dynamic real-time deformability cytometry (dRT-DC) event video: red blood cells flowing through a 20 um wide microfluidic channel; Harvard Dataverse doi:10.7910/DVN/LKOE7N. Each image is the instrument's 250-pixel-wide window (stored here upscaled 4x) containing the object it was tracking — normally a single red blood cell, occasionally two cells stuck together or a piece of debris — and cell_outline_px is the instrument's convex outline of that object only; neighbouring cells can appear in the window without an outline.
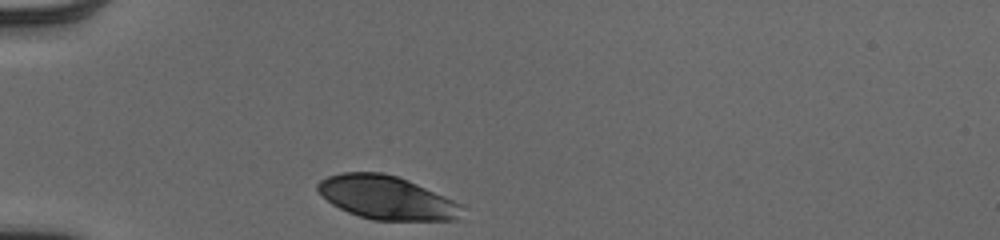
{"species": "human", "species_latin": "Homo sapiens", "temperature_condition": "cold", "stored_images_in_passage": 29, "camera_frame_rate_fps": 3000, "um_per_image_px": 0.085, "donor": {"sex": "male"}, "frame": {"image": 1, "passage_image": 1, "time_ms": 0.0, "image_size_px": [1000, 240], "cell_outline_px": [[460, 220], [372, 220], [348, 212], [332, 204], [316, 188], [316, 184], [320, 180], [328, 176], [344, 172], [384, 172], [408, 180], [452, 200], [460, 204]], "centroid_in_image_um": [32.83, 16.8], "position_along_channel_um": 52.2, "area_um2": 36.07}}
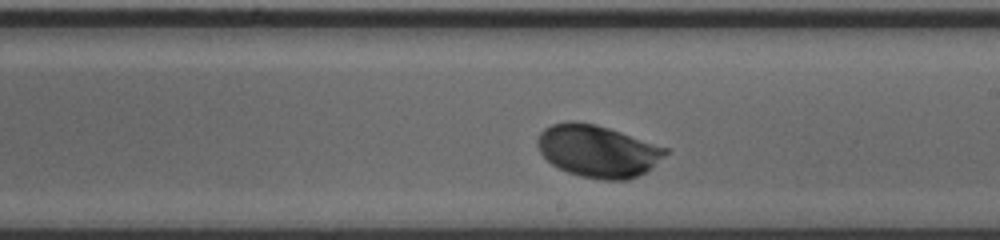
{"frame": {"image": 2, "passage_image": 17, "time_ms": 5.333, "image_size_px": [1000, 240], "cell_outline_px": [[668, 152], [652, 168], [628, 180], [604, 180], [580, 176], [568, 172], [552, 164], [540, 152], [536, 144], [536, 140], [540, 132], [544, 128], [552, 124], [568, 120], [572, 120], [596, 124], [668, 148]], "centroid_in_image_um": [50.78, 12.83], "position_along_channel_um": 238.2, "area_um2": 38.78}}
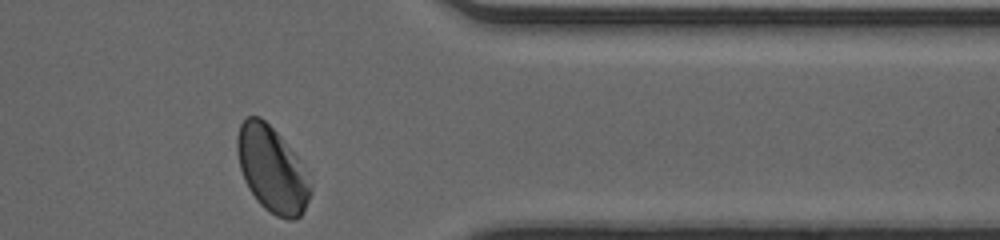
{"frame": {"image": 3, "passage_image": 29, "time_ms": 9.333, "image_size_px": [1000, 240], "cell_outline_px": [[312, 192], [300, 216], [292, 220], [288, 220], [276, 216], [264, 208], [256, 200], [248, 188], [244, 180], [240, 168], [236, 152], [236, 136], [240, 124], [248, 116], [260, 116], [280, 136], [300, 160], [312, 184]], "centroid_in_image_um": [23.1, 14.41], "position_along_channel_um": 388.3, "area_um2": 36.65}, "authors_computed_cell_mechanics": {"area_um2": 38.2636, "velocity_mm_per_s": 3.9427, "shape_relaxation_time_tau1_ms": 1.9996, "shape_relaxation_time_tau2_ms": null, "deformation_change_tau1": 0.1313, "deformation_change_tau2": null}}